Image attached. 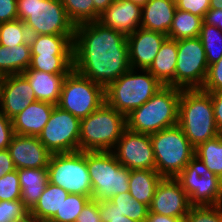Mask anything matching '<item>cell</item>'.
Returning <instances> with one entry per match:
<instances>
[{
	"label": "cell",
	"mask_w": 222,
	"mask_h": 222,
	"mask_svg": "<svg viewBox=\"0 0 222 222\" xmlns=\"http://www.w3.org/2000/svg\"><path fill=\"white\" fill-rule=\"evenodd\" d=\"M178 125L194 148L220 135L211 95L201 89H182Z\"/></svg>",
	"instance_id": "2"
},
{
	"label": "cell",
	"mask_w": 222,
	"mask_h": 222,
	"mask_svg": "<svg viewBox=\"0 0 222 222\" xmlns=\"http://www.w3.org/2000/svg\"><path fill=\"white\" fill-rule=\"evenodd\" d=\"M28 69L50 74H69L73 70V55L40 56V54H31V63Z\"/></svg>",
	"instance_id": "30"
},
{
	"label": "cell",
	"mask_w": 222,
	"mask_h": 222,
	"mask_svg": "<svg viewBox=\"0 0 222 222\" xmlns=\"http://www.w3.org/2000/svg\"><path fill=\"white\" fill-rule=\"evenodd\" d=\"M176 7L183 11H188L199 17H204L210 9V0H175Z\"/></svg>",
	"instance_id": "42"
},
{
	"label": "cell",
	"mask_w": 222,
	"mask_h": 222,
	"mask_svg": "<svg viewBox=\"0 0 222 222\" xmlns=\"http://www.w3.org/2000/svg\"><path fill=\"white\" fill-rule=\"evenodd\" d=\"M104 102L105 88L72 70L63 81L57 106L81 120Z\"/></svg>",
	"instance_id": "10"
},
{
	"label": "cell",
	"mask_w": 222,
	"mask_h": 222,
	"mask_svg": "<svg viewBox=\"0 0 222 222\" xmlns=\"http://www.w3.org/2000/svg\"><path fill=\"white\" fill-rule=\"evenodd\" d=\"M47 172L48 182L63 188L69 194L92 197L86 151L52 154Z\"/></svg>",
	"instance_id": "9"
},
{
	"label": "cell",
	"mask_w": 222,
	"mask_h": 222,
	"mask_svg": "<svg viewBox=\"0 0 222 222\" xmlns=\"http://www.w3.org/2000/svg\"><path fill=\"white\" fill-rule=\"evenodd\" d=\"M177 40L167 38L147 69L164 86L175 87Z\"/></svg>",
	"instance_id": "23"
},
{
	"label": "cell",
	"mask_w": 222,
	"mask_h": 222,
	"mask_svg": "<svg viewBox=\"0 0 222 222\" xmlns=\"http://www.w3.org/2000/svg\"><path fill=\"white\" fill-rule=\"evenodd\" d=\"M202 24V17L176 8L168 38L173 40L197 38Z\"/></svg>",
	"instance_id": "29"
},
{
	"label": "cell",
	"mask_w": 222,
	"mask_h": 222,
	"mask_svg": "<svg viewBox=\"0 0 222 222\" xmlns=\"http://www.w3.org/2000/svg\"><path fill=\"white\" fill-rule=\"evenodd\" d=\"M17 19V0H0V23Z\"/></svg>",
	"instance_id": "45"
},
{
	"label": "cell",
	"mask_w": 222,
	"mask_h": 222,
	"mask_svg": "<svg viewBox=\"0 0 222 222\" xmlns=\"http://www.w3.org/2000/svg\"><path fill=\"white\" fill-rule=\"evenodd\" d=\"M98 203L102 222H137L123 215L109 200H100Z\"/></svg>",
	"instance_id": "41"
},
{
	"label": "cell",
	"mask_w": 222,
	"mask_h": 222,
	"mask_svg": "<svg viewBox=\"0 0 222 222\" xmlns=\"http://www.w3.org/2000/svg\"><path fill=\"white\" fill-rule=\"evenodd\" d=\"M162 178L155 169L130 170L129 193L135 200L149 207Z\"/></svg>",
	"instance_id": "25"
},
{
	"label": "cell",
	"mask_w": 222,
	"mask_h": 222,
	"mask_svg": "<svg viewBox=\"0 0 222 222\" xmlns=\"http://www.w3.org/2000/svg\"><path fill=\"white\" fill-rule=\"evenodd\" d=\"M163 86L147 69L130 68L105 88V102L127 116Z\"/></svg>",
	"instance_id": "5"
},
{
	"label": "cell",
	"mask_w": 222,
	"mask_h": 222,
	"mask_svg": "<svg viewBox=\"0 0 222 222\" xmlns=\"http://www.w3.org/2000/svg\"><path fill=\"white\" fill-rule=\"evenodd\" d=\"M210 9H222V0H210Z\"/></svg>",
	"instance_id": "51"
},
{
	"label": "cell",
	"mask_w": 222,
	"mask_h": 222,
	"mask_svg": "<svg viewBox=\"0 0 222 222\" xmlns=\"http://www.w3.org/2000/svg\"><path fill=\"white\" fill-rule=\"evenodd\" d=\"M218 179H219V184L222 190V172L218 175Z\"/></svg>",
	"instance_id": "55"
},
{
	"label": "cell",
	"mask_w": 222,
	"mask_h": 222,
	"mask_svg": "<svg viewBox=\"0 0 222 222\" xmlns=\"http://www.w3.org/2000/svg\"><path fill=\"white\" fill-rule=\"evenodd\" d=\"M126 129V116L104 102L81 119L79 151H112Z\"/></svg>",
	"instance_id": "4"
},
{
	"label": "cell",
	"mask_w": 222,
	"mask_h": 222,
	"mask_svg": "<svg viewBox=\"0 0 222 222\" xmlns=\"http://www.w3.org/2000/svg\"><path fill=\"white\" fill-rule=\"evenodd\" d=\"M111 152L118 162L129 170L155 169L150 134L126 129Z\"/></svg>",
	"instance_id": "14"
},
{
	"label": "cell",
	"mask_w": 222,
	"mask_h": 222,
	"mask_svg": "<svg viewBox=\"0 0 222 222\" xmlns=\"http://www.w3.org/2000/svg\"><path fill=\"white\" fill-rule=\"evenodd\" d=\"M181 88L161 87L146 103L126 116L127 129L152 134L178 124Z\"/></svg>",
	"instance_id": "3"
},
{
	"label": "cell",
	"mask_w": 222,
	"mask_h": 222,
	"mask_svg": "<svg viewBox=\"0 0 222 222\" xmlns=\"http://www.w3.org/2000/svg\"><path fill=\"white\" fill-rule=\"evenodd\" d=\"M92 199L90 196L68 194L55 215L49 220L52 222H76L77 216L85 205Z\"/></svg>",
	"instance_id": "36"
},
{
	"label": "cell",
	"mask_w": 222,
	"mask_h": 222,
	"mask_svg": "<svg viewBox=\"0 0 222 222\" xmlns=\"http://www.w3.org/2000/svg\"><path fill=\"white\" fill-rule=\"evenodd\" d=\"M31 63V47L26 42L13 47L0 45V74L15 75L26 71Z\"/></svg>",
	"instance_id": "26"
},
{
	"label": "cell",
	"mask_w": 222,
	"mask_h": 222,
	"mask_svg": "<svg viewBox=\"0 0 222 222\" xmlns=\"http://www.w3.org/2000/svg\"><path fill=\"white\" fill-rule=\"evenodd\" d=\"M207 72L208 62L200 38L177 40L175 87L201 89Z\"/></svg>",
	"instance_id": "12"
},
{
	"label": "cell",
	"mask_w": 222,
	"mask_h": 222,
	"mask_svg": "<svg viewBox=\"0 0 222 222\" xmlns=\"http://www.w3.org/2000/svg\"><path fill=\"white\" fill-rule=\"evenodd\" d=\"M201 90L212 93L222 90V57L208 66V72Z\"/></svg>",
	"instance_id": "40"
},
{
	"label": "cell",
	"mask_w": 222,
	"mask_h": 222,
	"mask_svg": "<svg viewBox=\"0 0 222 222\" xmlns=\"http://www.w3.org/2000/svg\"><path fill=\"white\" fill-rule=\"evenodd\" d=\"M68 194L63 188L48 182L29 215L44 221L50 220L60 210Z\"/></svg>",
	"instance_id": "28"
},
{
	"label": "cell",
	"mask_w": 222,
	"mask_h": 222,
	"mask_svg": "<svg viewBox=\"0 0 222 222\" xmlns=\"http://www.w3.org/2000/svg\"><path fill=\"white\" fill-rule=\"evenodd\" d=\"M16 170L21 186V200L30 211L48 184L47 168H23Z\"/></svg>",
	"instance_id": "24"
},
{
	"label": "cell",
	"mask_w": 222,
	"mask_h": 222,
	"mask_svg": "<svg viewBox=\"0 0 222 222\" xmlns=\"http://www.w3.org/2000/svg\"><path fill=\"white\" fill-rule=\"evenodd\" d=\"M186 222H222V204L215 206H191Z\"/></svg>",
	"instance_id": "37"
},
{
	"label": "cell",
	"mask_w": 222,
	"mask_h": 222,
	"mask_svg": "<svg viewBox=\"0 0 222 222\" xmlns=\"http://www.w3.org/2000/svg\"><path fill=\"white\" fill-rule=\"evenodd\" d=\"M175 178L186 192L191 206L222 204V190L218 176L209 171L196 155Z\"/></svg>",
	"instance_id": "11"
},
{
	"label": "cell",
	"mask_w": 222,
	"mask_h": 222,
	"mask_svg": "<svg viewBox=\"0 0 222 222\" xmlns=\"http://www.w3.org/2000/svg\"><path fill=\"white\" fill-rule=\"evenodd\" d=\"M70 21L76 26L98 21L93 0H61Z\"/></svg>",
	"instance_id": "32"
},
{
	"label": "cell",
	"mask_w": 222,
	"mask_h": 222,
	"mask_svg": "<svg viewBox=\"0 0 222 222\" xmlns=\"http://www.w3.org/2000/svg\"><path fill=\"white\" fill-rule=\"evenodd\" d=\"M30 34L22 20L0 23V45L13 47L29 42Z\"/></svg>",
	"instance_id": "35"
},
{
	"label": "cell",
	"mask_w": 222,
	"mask_h": 222,
	"mask_svg": "<svg viewBox=\"0 0 222 222\" xmlns=\"http://www.w3.org/2000/svg\"><path fill=\"white\" fill-rule=\"evenodd\" d=\"M22 75L29 81L37 101L57 105L60 100L63 81L68 74H50L27 69Z\"/></svg>",
	"instance_id": "22"
},
{
	"label": "cell",
	"mask_w": 222,
	"mask_h": 222,
	"mask_svg": "<svg viewBox=\"0 0 222 222\" xmlns=\"http://www.w3.org/2000/svg\"><path fill=\"white\" fill-rule=\"evenodd\" d=\"M74 35H30L31 54L73 55Z\"/></svg>",
	"instance_id": "27"
},
{
	"label": "cell",
	"mask_w": 222,
	"mask_h": 222,
	"mask_svg": "<svg viewBox=\"0 0 222 222\" xmlns=\"http://www.w3.org/2000/svg\"><path fill=\"white\" fill-rule=\"evenodd\" d=\"M203 23L222 30V9H209L203 17Z\"/></svg>",
	"instance_id": "48"
},
{
	"label": "cell",
	"mask_w": 222,
	"mask_h": 222,
	"mask_svg": "<svg viewBox=\"0 0 222 222\" xmlns=\"http://www.w3.org/2000/svg\"><path fill=\"white\" fill-rule=\"evenodd\" d=\"M16 170L8 149H0V177Z\"/></svg>",
	"instance_id": "47"
},
{
	"label": "cell",
	"mask_w": 222,
	"mask_h": 222,
	"mask_svg": "<svg viewBox=\"0 0 222 222\" xmlns=\"http://www.w3.org/2000/svg\"><path fill=\"white\" fill-rule=\"evenodd\" d=\"M191 208L189 198L176 178L163 177L156 187L149 212L185 219Z\"/></svg>",
	"instance_id": "15"
},
{
	"label": "cell",
	"mask_w": 222,
	"mask_h": 222,
	"mask_svg": "<svg viewBox=\"0 0 222 222\" xmlns=\"http://www.w3.org/2000/svg\"><path fill=\"white\" fill-rule=\"evenodd\" d=\"M128 1H131L134 4L143 7L149 0H128Z\"/></svg>",
	"instance_id": "53"
},
{
	"label": "cell",
	"mask_w": 222,
	"mask_h": 222,
	"mask_svg": "<svg viewBox=\"0 0 222 222\" xmlns=\"http://www.w3.org/2000/svg\"><path fill=\"white\" fill-rule=\"evenodd\" d=\"M167 35L143 28L127 35L130 68L148 69Z\"/></svg>",
	"instance_id": "16"
},
{
	"label": "cell",
	"mask_w": 222,
	"mask_h": 222,
	"mask_svg": "<svg viewBox=\"0 0 222 222\" xmlns=\"http://www.w3.org/2000/svg\"><path fill=\"white\" fill-rule=\"evenodd\" d=\"M17 13L30 35L75 34L61 0H17Z\"/></svg>",
	"instance_id": "6"
},
{
	"label": "cell",
	"mask_w": 222,
	"mask_h": 222,
	"mask_svg": "<svg viewBox=\"0 0 222 222\" xmlns=\"http://www.w3.org/2000/svg\"><path fill=\"white\" fill-rule=\"evenodd\" d=\"M109 201L117 206V209L126 217L137 221L145 222L148 216L149 207L135 200L128 192H122L112 196Z\"/></svg>",
	"instance_id": "33"
},
{
	"label": "cell",
	"mask_w": 222,
	"mask_h": 222,
	"mask_svg": "<svg viewBox=\"0 0 222 222\" xmlns=\"http://www.w3.org/2000/svg\"><path fill=\"white\" fill-rule=\"evenodd\" d=\"M213 102L214 118L217 128L222 133V90L209 93Z\"/></svg>",
	"instance_id": "46"
},
{
	"label": "cell",
	"mask_w": 222,
	"mask_h": 222,
	"mask_svg": "<svg viewBox=\"0 0 222 222\" xmlns=\"http://www.w3.org/2000/svg\"><path fill=\"white\" fill-rule=\"evenodd\" d=\"M92 199L109 200L129 191L130 170L121 165L111 151H86Z\"/></svg>",
	"instance_id": "8"
},
{
	"label": "cell",
	"mask_w": 222,
	"mask_h": 222,
	"mask_svg": "<svg viewBox=\"0 0 222 222\" xmlns=\"http://www.w3.org/2000/svg\"><path fill=\"white\" fill-rule=\"evenodd\" d=\"M130 69L127 36L99 21L75 27L73 70L106 88Z\"/></svg>",
	"instance_id": "1"
},
{
	"label": "cell",
	"mask_w": 222,
	"mask_h": 222,
	"mask_svg": "<svg viewBox=\"0 0 222 222\" xmlns=\"http://www.w3.org/2000/svg\"><path fill=\"white\" fill-rule=\"evenodd\" d=\"M21 199V186L17 170L0 177V201Z\"/></svg>",
	"instance_id": "39"
},
{
	"label": "cell",
	"mask_w": 222,
	"mask_h": 222,
	"mask_svg": "<svg viewBox=\"0 0 222 222\" xmlns=\"http://www.w3.org/2000/svg\"><path fill=\"white\" fill-rule=\"evenodd\" d=\"M142 7L128 0H114L99 16L98 21L126 36L140 28Z\"/></svg>",
	"instance_id": "19"
},
{
	"label": "cell",
	"mask_w": 222,
	"mask_h": 222,
	"mask_svg": "<svg viewBox=\"0 0 222 222\" xmlns=\"http://www.w3.org/2000/svg\"><path fill=\"white\" fill-rule=\"evenodd\" d=\"M80 121L55 105L38 139L52 154L79 151Z\"/></svg>",
	"instance_id": "13"
},
{
	"label": "cell",
	"mask_w": 222,
	"mask_h": 222,
	"mask_svg": "<svg viewBox=\"0 0 222 222\" xmlns=\"http://www.w3.org/2000/svg\"><path fill=\"white\" fill-rule=\"evenodd\" d=\"M76 222H102L98 201L91 199L77 216Z\"/></svg>",
	"instance_id": "43"
},
{
	"label": "cell",
	"mask_w": 222,
	"mask_h": 222,
	"mask_svg": "<svg viewBox=\"0 0 222 222\" xmlns=\"http://www.w3.org/2000/svg\"><path fill=\"white\" fill-rule=\"evenodd\" d=\"M199 38L204 46L208 66L219 61L222 57V30L203 23Z\"/></svg>",
	"instance_id": "34"
},
{
	"label": "cell",
	"mask_w": 222,
	"mask_h": 222,
	"mask_svg": "<svg viewBox=\"0 0 222 222\" xmlns=\"http://www.w3.org/2000/svg\"><path fill=\"white\" fill-rule=\"evenodd\" d=\"M145 222H182V219L148 212Z\"/></svg>",
	"instance_id": "49"
},
{
	"label": "cell",
	"mask_w": 222,
	"mask_h": 222,
	"mask_svg": "<svg viewBox=\"0 0 222 222\" xmlns=\"http://www.w3.org/2000/svg\"><path fill=\"white\" fill-rule=\"evenodd\" d=\"M195 155L218 176L222 172V133L196 147Z\"/></svg>",
	"instance_id": "31"
},
{
	"label": "cell",
	"mask_w": 222,
	"mask_h": 222,
	"mask_svg": "<svg viewBox=\"0 0 222 222\" xmlns=\"http://www.w3.org/2000/svg\"><path fill=\"white\" fill-rule=\"evenodd\" d=\"M29 215V210L19 200L0 201V222H18Z\"/></svg>",
	"instance_id": "38"
},
{
	"label": "cell",
	"mask_w": 222,
	"mask_h": 222,
	"mask_svg": "<svg viewBox=\"0 0 222 222\" xmlns=\"http://www.w3.org/2000/svg\"><path fill=\"white\" fill-rule=\"evenodd\" d=\"M34 101V90L22 74L5 76L0 98V113L12 120Z\"/></svg>",
	"instance_id": "17"
},
{
	"label": "cell",
	"mask_w": 222,
	"mask_h": 222,
	"mask_svg": "<svg viewBox=\"0 0 222 222\" xmlns=\"http://www.w3.org/2000/svg\"><path fill=\"white\" fill-rule=\"evenodd\" d=\"M176 8L175 0H149L142 7L140 27L168 36Z\"/></svg>",
	"instance_id": "21"
},
{
	"label": "cell",
	"mask_w": 222,
	"mask_h": 222,
	"mask_svg": "<svg viewBox=\"0 0 222 222\" xmlns=\"http://www.w3.org/2000/svg\"><path fill=\"white\" fill-rule=\"evenodd\" d=\"M16 169L47 168L52 153L35 136L14 134L8 146Z\"/></svg>",
	"instance_id": "18"
},
{
	"label": "cell",
	"mask_w": 222,
	"mask_h": 222,
	"mask_svg": "<svg viewBox=\"0 0 222 222\" xmlns=\"http://www.w3.org/2000/svg\"><path fill=\"white\" fill-rule=\"evenodd\" d=\"M13 136L12 120L0 113V149H8Z\"/></svg>",
	"instance_id": "44"
},
{
	"label": "cell",
	"mask_w": 222,
	"mask_h": 222,
	"mask_svg": "<svg viewBox=\"0 0 222 222\" xmlns=\"http://www.w3.org/2000/svg\"><path fill=\"white\" fill-rule=\"evenodd\" d=\"M95 11L100 15L114 0H93Z\"/></svg>",
	"instance_id": "50"
},
{
	"label": "cell",
	"mask_w": 222,
	"mask_h": 222,
	"mask_svg": "<svg viewBox=\"0 0 222 222\" xmlns=\"http://www.w3.org/2000/svg\"><path fill=\"white\" fill-rule=\"evenodd\" d=\"M18 222H46L44 220L37 219L31 215H28L25 219L20 220Z\"/></svg>",
	"instance_id": "52"
},
{
	"label": "cell",
	"mask_w": 222,
	"mask_h": 222,
	"mask_svg": "<svg viewBox=\"0 0 222 222\" xmlns=\"http://www.w3.org/2000/svg\"><path fill=\"white\" fill-rule=\"evenodd\" d=\"M55 105L34 101L12 119L14 134L38 137Z\"/></svg>",
	"instance_id": "20"
},
{
	"label": "cell",
	"mask_w": 222,
	"mask_h": 222,
	"mask_svg": "<svg viewBox=\"0 0 222 222\" xmlns=\"http://www.w3.org/2000/svg\"><path fill=\"white\" fill-rule=\"evenodd\" d=\"M150 139L155 170L162 177L175 178L195 155V148L178 124L150 134Z\"/></svg>",
	"instance_id": "7"
},
{
	"label": "cell",
	"mask_w": 222,
	"mask_h": 222,
	"mask_svg": "<svg viewBox=\"0 0 222 222\" xmlns=\"http://www.w3.org/2000/svg\"><path fill=\"white\" fill-rule=\"evenodd\" d=\"M4 79H5V76L0 74V98H1L2 85H3Z\"/></svg>",
	"instance_id": "54"
}]
</instances>
